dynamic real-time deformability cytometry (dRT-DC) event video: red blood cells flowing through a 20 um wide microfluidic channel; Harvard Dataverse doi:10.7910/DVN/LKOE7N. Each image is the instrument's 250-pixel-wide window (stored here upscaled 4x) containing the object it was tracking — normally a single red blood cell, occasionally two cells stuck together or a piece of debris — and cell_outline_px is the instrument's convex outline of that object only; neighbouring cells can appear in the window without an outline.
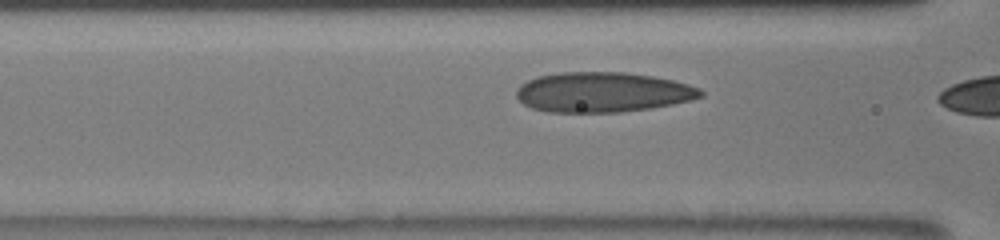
{"species": "human", "species_latin": "Homo sapiens", "temperature_condition": "room temperature", "stored_images_in_passage": 7, "camera_frame_rate_fps": 3000, "um_per_image_px": 0.085, "donor": {"sex": "male"}, "frame": {"image": 1, "passage_image": 5, "time_ms": 2.333, "image_size_px": [1000, 240], "cell_outline_px": [[704, 96], [692, 100], [652, 108], [620, 112], [548, 112], [532, 108], [524, 104], [516, 96], [516, 88], [520, 84], [536, 76], [560, 72], [624, 72], [652, 76], [672, 80], [688, 84], [700, 88], [704, 92]], "centroid_in_image_um": [51.22, 7.83], "position_along_channel_um": 115.4, "area_um2": 43.23}}